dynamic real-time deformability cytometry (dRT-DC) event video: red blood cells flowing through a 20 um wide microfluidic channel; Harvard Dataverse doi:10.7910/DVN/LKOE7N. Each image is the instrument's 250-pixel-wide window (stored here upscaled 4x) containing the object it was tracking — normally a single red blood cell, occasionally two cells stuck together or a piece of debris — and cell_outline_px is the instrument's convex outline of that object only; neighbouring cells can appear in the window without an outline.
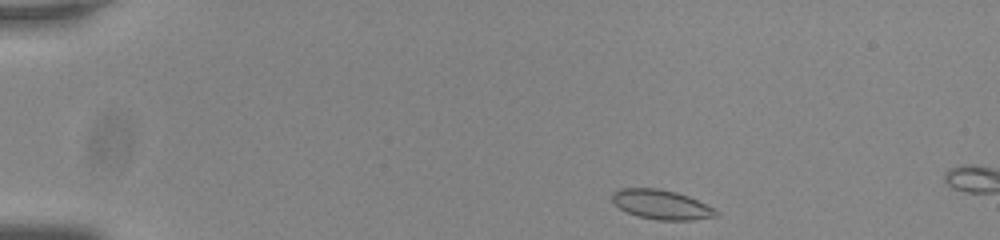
{"species": "common noctule bat (a hibernating species)", "species_latin": "Nyctalus noctula", "temperature_condition": "room temperature", "stored_images_in_passage": 8, "camera_frame_rate_fps": 3000, "um_per_image_px": 0.085, "animal": {"sex": "male", "body_mass_g": 20.0, "forearm_length_mm": 53.3}, "frame": {"image": 1, "passage_image": 2, "time_ms": 0.333, "image_size_px": [1000, 240], "cell_outline_px": [[720, 212], [716, 216], [692, 220], [656, 220], [640, 216], [628, 212], [620, 208], [612, 200], [612, 192], [620, 188], [660, 188], [676, 192], [688, 196], [716, 208]], "centroid_in_image_um": [56.25, 17.38], "position_along_channel_um": 28.7, "area_um2": 17.86}}